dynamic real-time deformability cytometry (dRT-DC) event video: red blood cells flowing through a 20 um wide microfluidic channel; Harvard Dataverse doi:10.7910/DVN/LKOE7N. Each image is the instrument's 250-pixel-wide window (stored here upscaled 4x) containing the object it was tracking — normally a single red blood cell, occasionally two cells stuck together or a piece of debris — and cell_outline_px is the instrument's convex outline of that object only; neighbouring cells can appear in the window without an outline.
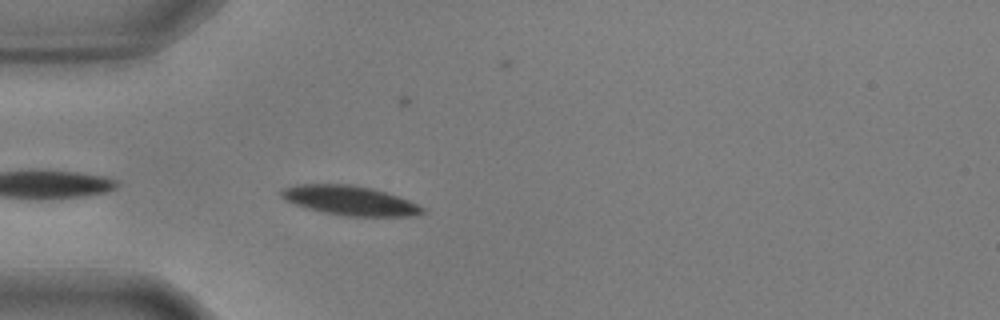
{"species": "common noctule bat (a hibernating species)", "species_latin": "Nyctalus noctula", "temperature_condition": "warm", "stored_images_in_passage": 20, "camera_frame_rate_fps": 3000, "um_per_image_px": 0.085, "animal": {"sex": "male", "body_mass_g": 17.9, "forearm_length_mm": 54.2}, "frame": {"image": 1, "passage_image": 2, "time_ms": 0.333, "image_size_px": [1000, 320], "cell_outline_px": [[428, 212], [412, 216], [344, 216], [304, 208], [284, 200], [280, 196], [280, 192], [284, 188], [296, 184], [348, 184], [372, 188], [408, 200], [424, 208]], "centroid_in_image_um": [29.7, 17.05], "position_along_channel_um": 55.3, "area_um2": 24.22}}
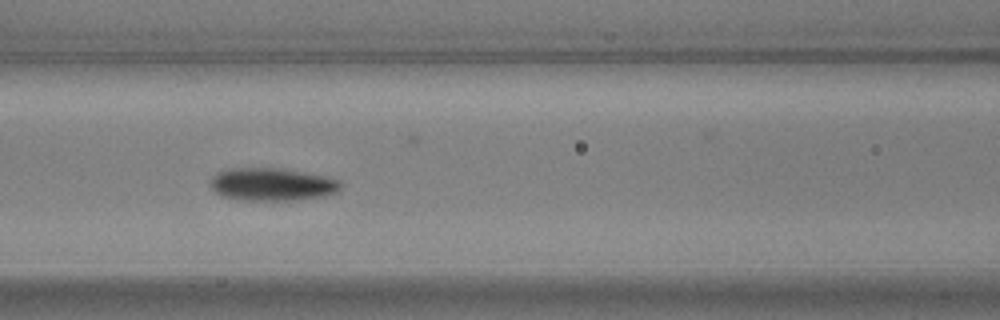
{"frame": {"image": 2, "passage_image": 10, "time_ms": 3.0, "image_size_px": [1000, 320], "cell_outline_px": [[340, 188], [336, 192], [324, 196], [296, 200], [240, 200], [220, 196], [208, 184], [212, 176], [216, 172], [228, 168], [284, 168], [324, 176], [340, 180]], "centroid_in_image_um": [23.07, 15.66], "position_along_channel_um": 143.5, "area_um2": 25.14}}
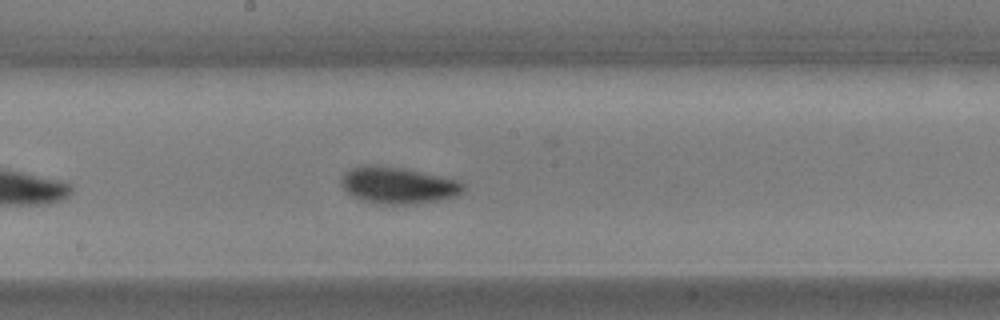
{"frame": {"image": 3, "passage_image": 16, "time_ms": 5.0, "image_size_px": [1000, 320], "cell_outline_px": [[464, 192], [456, 196], [440, 200], [404, 204], [376, 204], [352, 196], [340, 184], [344, 172], [352, 168], [368, 164], [372, 164], [404, 168], [460, 180], [464, 184]], "centroid_in_image_um": [33.85, 15.74], "position_along_channel_um": 214.4, "area_um2": 26.13}}